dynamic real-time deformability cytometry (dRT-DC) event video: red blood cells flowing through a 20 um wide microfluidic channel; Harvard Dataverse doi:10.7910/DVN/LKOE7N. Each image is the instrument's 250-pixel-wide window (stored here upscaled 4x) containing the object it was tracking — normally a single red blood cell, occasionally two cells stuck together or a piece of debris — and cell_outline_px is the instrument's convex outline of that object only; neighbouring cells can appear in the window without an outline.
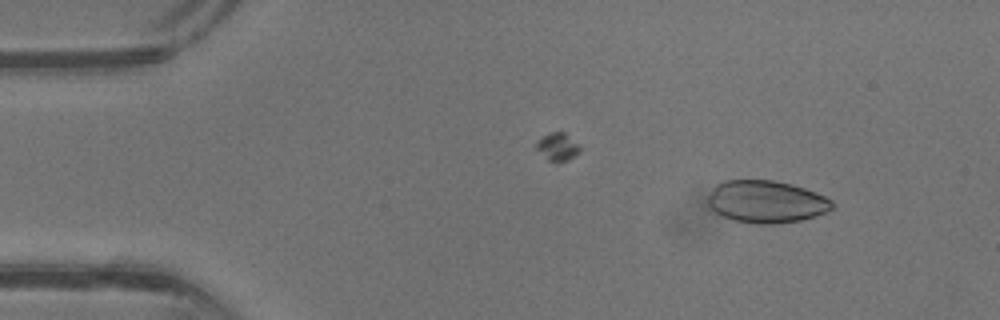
{"species": "common noctule bat (a hibernating species)", "species_latin": "Nyctalus noctula", "temperature_condition": "warm", "stored_images_in_passage": 14, "camera_frame_rate_fps": 3000, "um_per_image_px": 0.085, "animal": {"sex": "male", "body_mass_g": 13.3}, "frame": {"image": 1, "passage_image": 4, "time_ms": 1.0, "image_size_px": [1000, 320], "cell_outline_px": [[836, 204], [832, 208], [816, 216], [800, 220], [776, 224], [756, 224], [736, 220], [720, 216], [708, 204], [708, 196], [712, 188], [716, 184], [724, 180], [772, 180], [792, 184], [816, 192], [832, 200]], "centroid_in_image_um": [65.13, 17.14], "position_along_channel_um": 19.9, "area_um2": 30.75}}
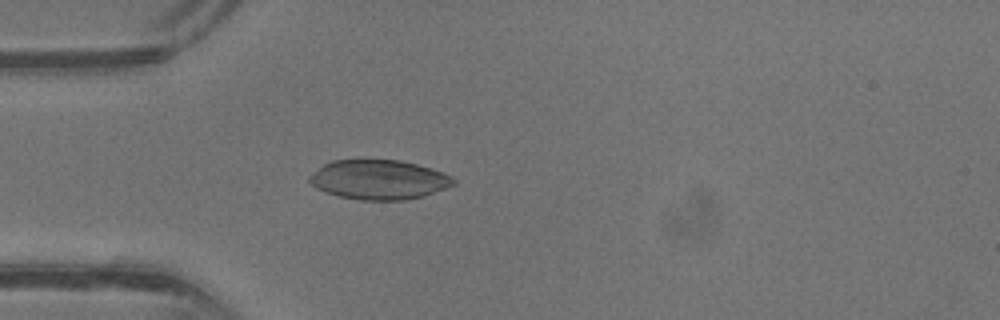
{"frame": {"image": 2, "passage_image": 11, "time_ms": 3.333, "image_size_px": [1000, 320], "cell_outline_px": [[456, 184], [424, 196], [404, 200], [360, 200], [340, 196], [316, 188], [308, 180], [308, 176], [312, 172], [324, 164], [332, 160], [364, 156], [400, 160], [416, 164], [452, 176], [456, 180]], "centroid_in_image_um": [32.16, 15.22], "position_along_channel_um": 52.8, "area_um2": 33.99}}